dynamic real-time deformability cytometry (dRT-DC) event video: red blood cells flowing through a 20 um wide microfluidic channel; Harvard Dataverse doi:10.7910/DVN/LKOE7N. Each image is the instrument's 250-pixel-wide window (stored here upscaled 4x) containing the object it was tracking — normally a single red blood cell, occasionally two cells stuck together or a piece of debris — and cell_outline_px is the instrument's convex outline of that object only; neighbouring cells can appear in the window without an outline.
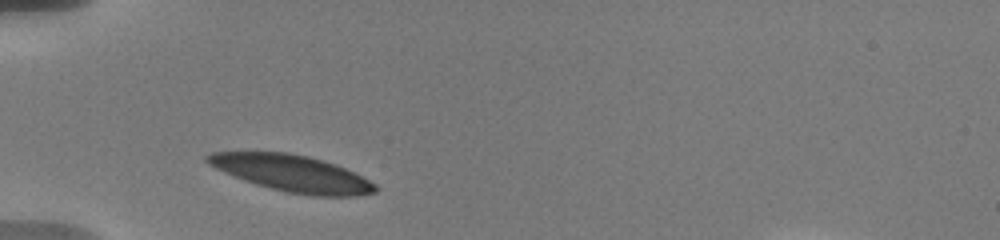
{"species": "human", "species_latin": "Homo sapiens", "temperature_condition": "warm", "stored_images_in_passage": 28, "camera_frame_rate_fps": 3000, "um_per_image_px": 0.085, "donor": {"sex": "male"}, "frame": {"image": 1, "passage_image": 1, "time_ms": 0.0, "image_size_px": [1000, 240], "cell_outline_px": [[380, 188], [376, 192], [364, 196], [312, 196], [288, 192], [256, 184], [244, 180], [224, 172], [208, 164], [204, 160], [204, 156], [212, 152], [288, 152], [308, 156], [336, 164], [376, 184]], "centroid_in_image_um": [24.84, 14.74], "position_along_channel_um": 60.2, "area_um2": 35.72}}
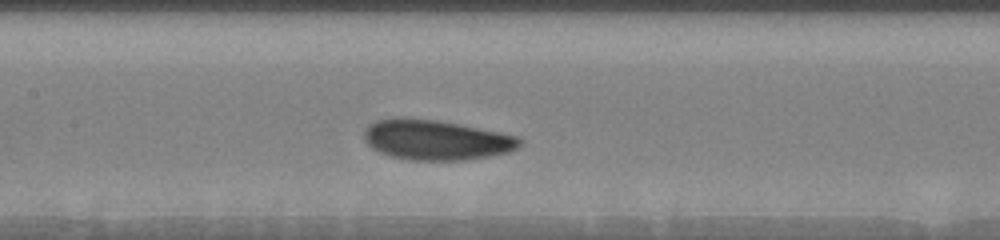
{"frame": {"image": 2, "passage_image": 11, "time_ms": 3.333, "image_size_px": [1000, 240], "cell_outline_px": [[520, 144], [516, 148], [508, 152], [488, 156], [464, 160], [412, 160], [388, 156], [372, 148], [364, 140], [364, 132], [368, 124], [376, 120], [392, 116], [400, 116], [440, 120], [500, 132], [516, 136], [520, 140]], "centroid_in_image_um": [36.99, 11.86], "position_along_channel_um": 170.4, "area_um2": 36.65}}
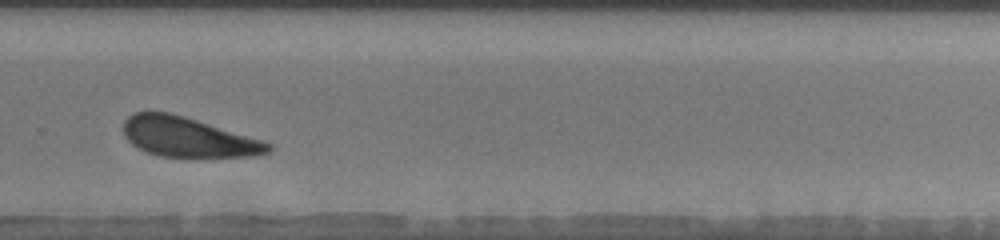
{"frame": {"image": 3, "passage_image": 26, "time_ms": 7.333, "image_size_px": [1000, 240], "cell_outline_px": [[272, 148], [268, 152], [252, 156], [192, 160], [160, 156], [148, 152], [132, 144], [124, 136], [124, 120], [132, 112], [168, 112], [184, 116], [264, 140], [272, 144]], "centroid_in_image_um": [16.02, 11.7], "position_along_channel_um": 313.8, "area_um2": 34.51}}